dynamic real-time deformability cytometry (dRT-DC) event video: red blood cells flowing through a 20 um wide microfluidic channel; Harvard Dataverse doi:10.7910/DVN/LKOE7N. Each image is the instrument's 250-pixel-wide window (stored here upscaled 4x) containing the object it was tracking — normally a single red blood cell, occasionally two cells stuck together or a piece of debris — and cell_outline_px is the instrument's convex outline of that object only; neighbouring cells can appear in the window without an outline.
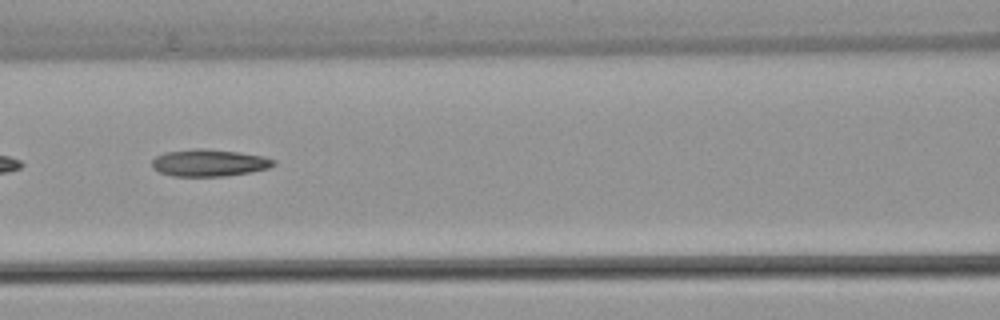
{"species": "common noctule bat (a hibernating species)", "species_latin": "Nyctalus noctula", "temperature_condition": "warm", "stored_images_in_passage": 53, "camera_frame_rate_fps": 3000, "um_per_image_px": 0.085, "animal": {"sex": "female", "body_mass_g": 22.7, "forearm_length_mm": 54.2}, "frame": {"image": 1, "passage_image": 23, "time_ms": 7.333, "image_size_px": [1000, 320], "cell_outline_px": [[276, 164], [268, 168], [248, 172], [224, 176], [172, 176], [160, 172], [152, 168], [152, 160], [156, 156], [164, 152], [192, 148], [204, 148], [236, 152], [264, 156], [276, 160]], "centroid_in_image_um": [17.75, 13.83], "position_along_channel_um": 148.9, "area_um2": 19.19}, "authors_computed_cell_mechanics": {"area_um2": 19.0162, "velocity_mm_per_s": 3.8446, "shape_relaxation_time_tau1_ms": null, "shape_relaxation_time_tau2_ms": 4.8332, "deformation_change_tau1": null, "deformation_change_tau2": 0.1521}}